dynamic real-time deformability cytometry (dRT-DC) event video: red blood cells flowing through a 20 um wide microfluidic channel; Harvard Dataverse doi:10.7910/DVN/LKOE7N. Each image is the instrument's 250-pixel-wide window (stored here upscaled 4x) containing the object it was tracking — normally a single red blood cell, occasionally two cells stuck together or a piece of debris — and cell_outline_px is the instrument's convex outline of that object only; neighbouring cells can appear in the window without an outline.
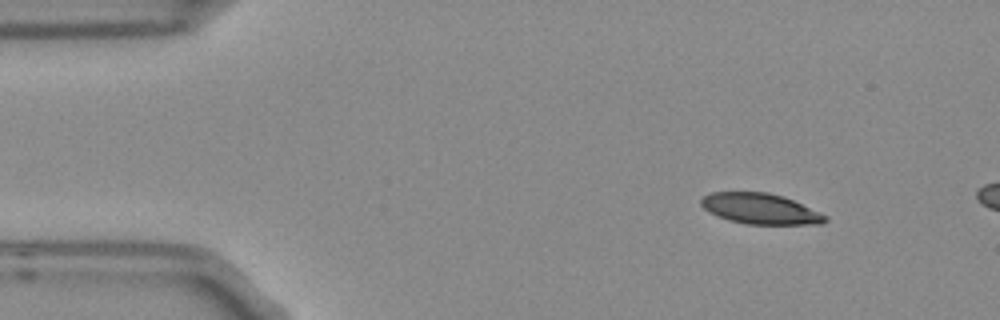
{"species": "Egyptian fruit bat (a non-hibernating species)", "species_latin": "Rousettus aegyptiacus", "temperature_condition": "room temperature", "stored_images_in_passage": 3, "camera_frame_rate_fps": 3000, "um_per_image_px": 0.085, "frame": {"image": 1, "passage_image": 1, "time_ms": 0.0, "image_size_px": [1000, 320], "cell_outline_px": [[828, 220], [824, 224], [744, 224], [728, 220], [708, 212], [700, 204], [700, 200], [704, 196], [712, 192], [768, 192], [784, 196], [820, 212], [828, 216]], "centroid_in_image_um": [64.64, 17.75], "position_along_channel_um": 20.4, "area_um2": 22.31}}